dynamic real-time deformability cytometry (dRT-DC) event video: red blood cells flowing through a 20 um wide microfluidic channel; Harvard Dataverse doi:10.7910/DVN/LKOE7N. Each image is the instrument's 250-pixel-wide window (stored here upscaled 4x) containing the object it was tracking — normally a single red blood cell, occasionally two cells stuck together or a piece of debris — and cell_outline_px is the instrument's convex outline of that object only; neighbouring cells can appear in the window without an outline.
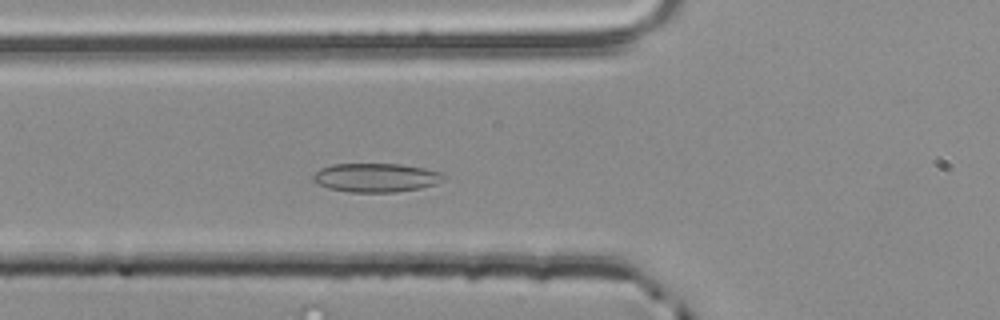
{"species": "common noctule bat (a hibernating species)", "species_latin": "Nyctalus noctula", "temperature_condition": "room temperature", "stored_images_in_passage": 45, "camera_frame_rate_fps": 3000, "um_per_image_px": 0.085, "animal": {"sex": "male", "body_mass_g": 20.4}, "frame": {"image": 1, "passage_image": 10, "time_ms": 3.0, "image_size_px": [1000, 320], "cell_outline_px": [[448, 176], [436, 184], [420, 188], [396, 192], [348, 192], [328, 188], [316, 184], [312, 180], [312, 176], [320, 168], [332, 164], [400, 164], [424, 168], [444, 172]], "centroid_in_image_um": [31.97, 15.1], "position_along_channel_um": 93.8, "area_um2": 22.2}}
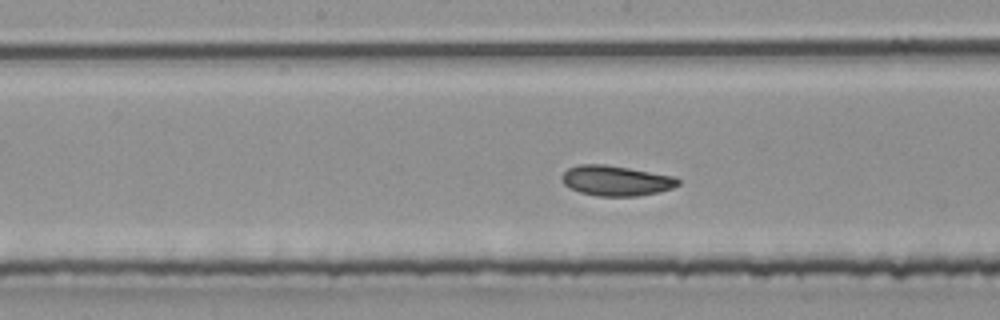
{"frame": {"image": 2, "passage_image": 18, "time_ms": 5.667, "image_size_px": [1000, 320], "cell_outline_px": [[680, 184], [672, 188], [660, 192], [636, 196], [596, 196], [580, 192], [564, 184], [560, 180], [560, 176], [568, 168], [576, 164], [604, 164], [676, 176], [680, 180]], "centroid_in_image_um": [52.36, 15.35], "position_along_channel_um": 195.8, "area_um2": 20.63}}
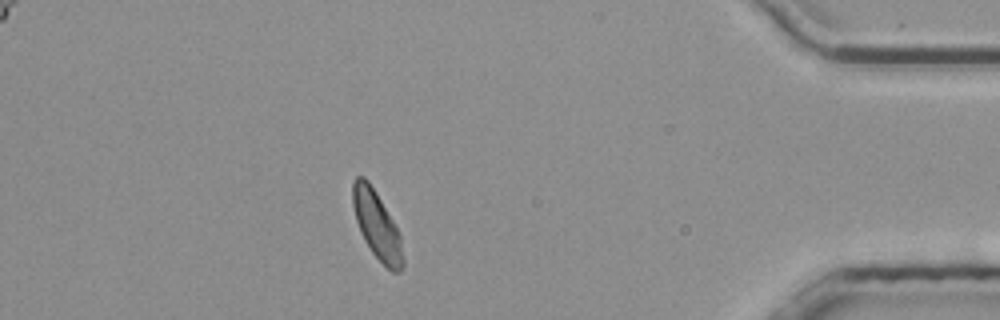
{"frame": {"image": 3, "passage_image": 38, "time_ms": 12.333, "image_size_px": [1000, 320], "cell_outline_px": [[404, 264], [400, 272], [392, 272], [372, 252], [364, 240], [360, 232], [356, 220], [352, 204], [352, 180], [356, 176], [364, 176], [368, 180], [376, 192], [392, 220], [400, 236], [404, 260]], "centroid_in_image_um": [32.01, 19.12], "position_along_channel_um": 403.2, "area_um2": 19.65}, "authors_computed_cell_mechanics": {"area_um2": 20.1144, "velocity_mm_per_s": 3.8173, "shape_relaxation_time_tau1_ms": 4.2179, "shape_relaxation_time_tau2_ms": 2.3659, "deformation_change_tau1": 0.087, "deformation_change_tau2": 0.0687}}